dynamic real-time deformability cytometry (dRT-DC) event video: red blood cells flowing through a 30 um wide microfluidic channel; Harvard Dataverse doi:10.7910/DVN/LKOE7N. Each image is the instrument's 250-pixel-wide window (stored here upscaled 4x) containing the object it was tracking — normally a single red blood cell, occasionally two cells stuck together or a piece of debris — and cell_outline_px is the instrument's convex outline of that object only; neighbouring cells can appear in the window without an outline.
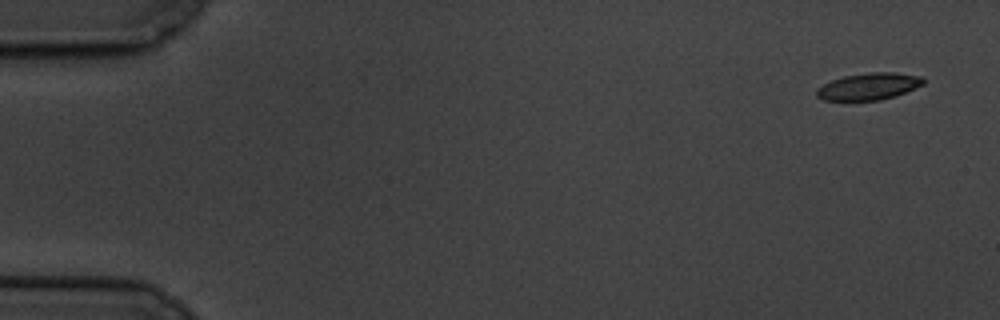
{"species": "common noctule bat (a hibernating species)", "species_latin": "Nyctalus noctula", "temperature_condition": "cold", "stored_images_in_passage": 9, "camera_frame_rate_fps": 3000, "um_per_image_px": 0.085, "animal": {"sex": "male", "body_mass_g": 19.5, "forearm_length_mm": 54.6}, "frame": {"image": 1, "passage_image": 1, "time_ms": 0.0, "image_size_px": [1000, 320], "cell_outline_px": [[924, 84], [896, 96], [880, 100], [824, 100], [816, 96], [816, 88], [832, 80], [844, 76], [872, 72], [892, 72], [920, 76], [924, 80]], "centroid_in_image_um": [73.84, 7.35], "position_along_channel_um": 11.2, "area_um2": 16.59}}
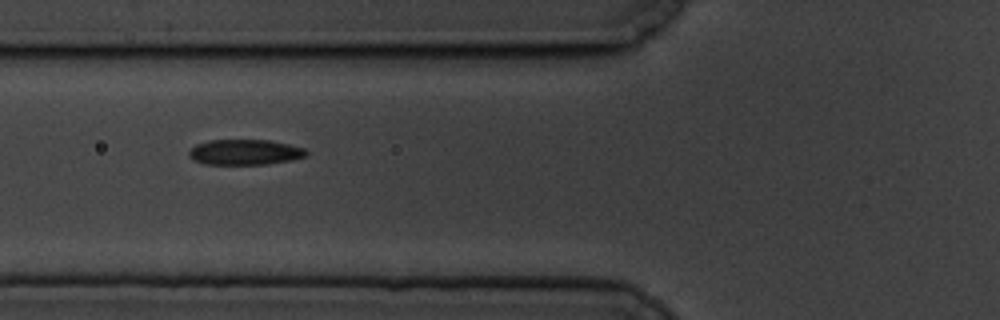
{"frame": {"image": 2, "passage_image": 6, "time_ms": 6.667, "image_size_px": [1000, 320], "cell_outline_px": [[308, 152], [304, 156], [292, 160], [264, 164], [204, 164], [192, 160], [188, 156], [188, 152], [196, 144], [208, 140], [268, 140], [288, 144], [304, 148]], "centroid_in_image_um": [20.77, 12.93], "position_along_channel_um": 105.0, "area_um2": 17.34}}
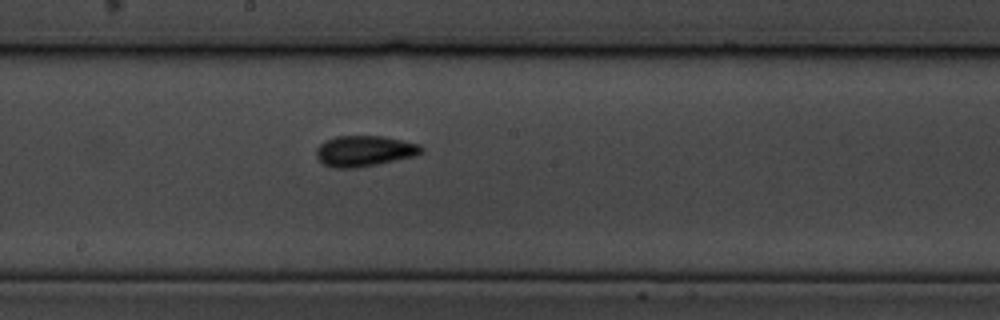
{"frame": {"image": 3, "passage_image": 9, "time_ms": 10.0, "image_size_px": [1000, 320], "cell_outline_px": [[424, 152], [416, 156], [356, 168], [332, 168], [324, 164], [316, 156], [316, 148], [324, 140], [336, 136], [384, 136], [420, 144], [424, 148]], "centroid_in_image_um": [30.99, 12.83], "position_along_channel_um": 217.2, "area_um2": 19.02}}